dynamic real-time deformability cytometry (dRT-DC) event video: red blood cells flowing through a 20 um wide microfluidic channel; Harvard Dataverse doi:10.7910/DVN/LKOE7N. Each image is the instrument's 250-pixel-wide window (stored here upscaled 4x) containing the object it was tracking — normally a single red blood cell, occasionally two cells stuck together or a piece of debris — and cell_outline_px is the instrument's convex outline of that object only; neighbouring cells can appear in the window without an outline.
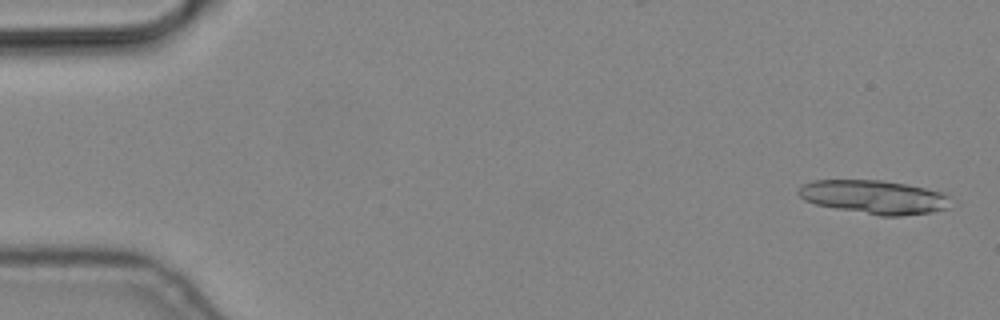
{"species": "common noctule bat (a hibernating species)", "species_latin": "Nyctalus noctula", "temperature_condition": "cold", "stored_images_in_passage": 6, "segment_of_instrument_passage": [1, 2], "camera_frame_rate_fps": 3000, "um_per_image_px": 0.085, "animal": {"sex": "male", "body_mass_g": 19.2, "forearm_length_mm": 51.8}, "frame": {"image": 1, "passage_image": 1, "time_ms": 0.0, "image_size_px": [1000, 320], "cell_outline_px": [[948, 208], [932, 212], [900, 216], [880, 216], [836, 208], [816, 204], [804, 200], [796, 192], [800, 184], [812, 180], [884, 180], [908, 184], [944, 192], [948, 196]], "centroid_in_image_um": [74.27, 16.73], "position_along_channel_um": 10.7, "area_um2": 30.06}}